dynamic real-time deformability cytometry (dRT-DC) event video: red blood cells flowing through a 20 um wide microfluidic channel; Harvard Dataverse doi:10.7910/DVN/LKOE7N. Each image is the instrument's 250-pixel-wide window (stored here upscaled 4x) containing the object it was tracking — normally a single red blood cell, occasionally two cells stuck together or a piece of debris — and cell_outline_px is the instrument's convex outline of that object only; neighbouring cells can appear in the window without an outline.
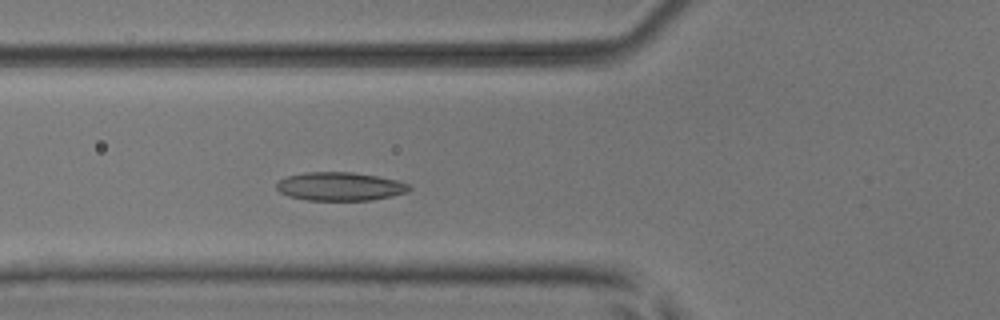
{"species": "common noctule bat (a hibernating species)", "species_latin": "Nyctalus noctula", "temperature_condition": "room temperature", "stored_images_in_passage": 48, "camera_frame_rate_fps": 3000, "um_per_image_px": 0.085, "animal": {"sex": "male", "body_mass_g": 17.9, "forearm_length_mm": 54.2}, "frame": {"image": 1, "passage_image": 15, "time_ms": 4.667, "image_size_px": [1000, 320], "cell_outline_px": [[412, 188], [408, 192], [392, 196], [372, 200], [308, 200], [288, 196], [280, 192], [276, 188], [276, 180], [288, 176], [304, 172], [352, 172], [376, 176], [396, 180], [408, 184]], "centroid_in_image_um": [28.87, 15.85], "position_along_channel_um": 96.9, "area_um2": 22.08}}
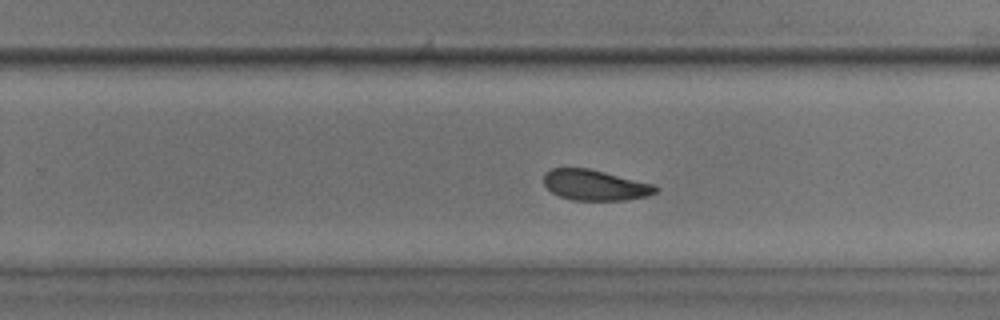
{"frame": {"image": 2, "passage_image": 29, "time_ms": 9.333, "image_size_px": [1000, 320], "cell_outline_px": [[660, 188], [656, 192], [648, 196], [624, 200], [572, 200], [560, 196], [552, 192], [544, 184], [544, 172], [552, 168], [588, 168], [656, 184]], "centroid_in_image_um": [50.61, 15.73], "position_along_channel_um": 279.2, "area_um2": 20.06}}
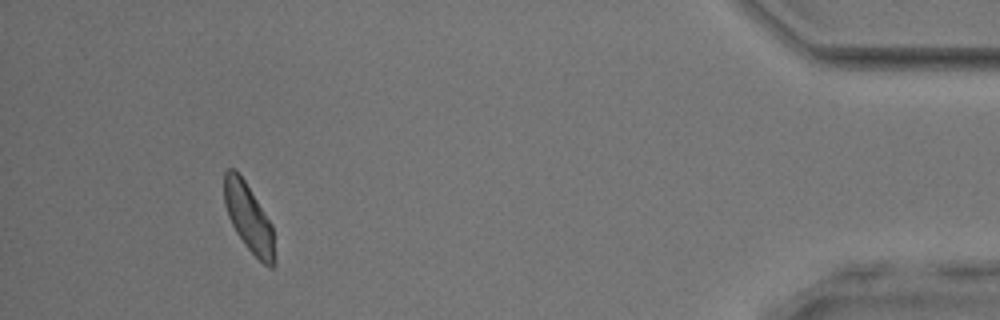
{"frame": {"image": 3, "passage_image": 44, "time_ms": 14.333, "image_size_px": [1000, 320], "cell_outline_px": [[276, 264], [272, 268], [268, 268], [244, 244], [236, 232], [228, 216], [224, 204], [224, 172], [228, 168], [236, 168], [244, 180], [272, 224]], "centroid_in_image_um": [21.14, 18.52], "position_along_channel_um": 414.1, "area_um2": 20.0}, "authors_computed_cell_mechanics": {"area_um2": 20.8947, "velocity_mm_per_s": 3.923, "shape_relaxation_time_tau1_ms": 4.0256, "shape_relaxation_time_tau2_ms": 3.7285, "deformation_change_tau1": 0.0932, "deformation_change_tau2": 0.0977}}